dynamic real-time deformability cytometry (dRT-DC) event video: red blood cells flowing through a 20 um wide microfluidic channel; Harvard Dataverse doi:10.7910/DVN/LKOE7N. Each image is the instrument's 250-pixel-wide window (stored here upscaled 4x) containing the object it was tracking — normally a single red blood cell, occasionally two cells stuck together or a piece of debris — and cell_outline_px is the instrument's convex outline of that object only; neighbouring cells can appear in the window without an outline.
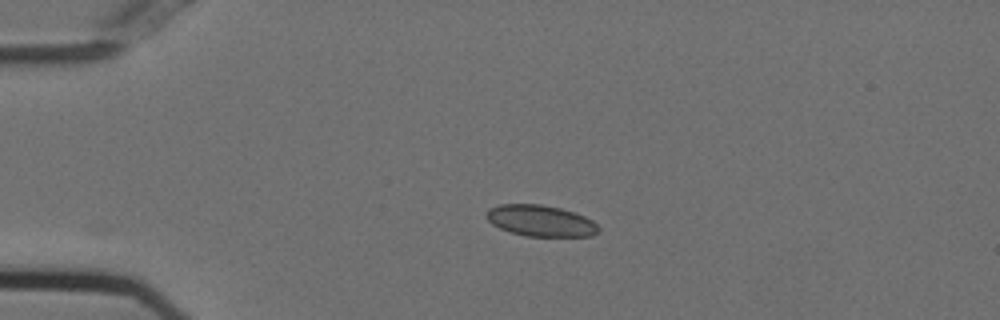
{"species": "Egyptian fruit bat (a non-hibernating species)", "species_latin": "Rousettus aegyptiacus", "temperature_condition": "cold", "stored_images_in_passage": 44, "camera_frame_rate_fps": 3000, "um_per_image_px": 0.085, "animal": {"sex": "female"}, "frame": {"image": 1, "passage_image": 1, "time_ms": 0.0, "image_size_px": [1000, 320], "cell_outline_px": [[600, 228], [592, 236], [524, 236], [500, 228], [492, 224], [484, 216], [484, 212], [488, 208], [500, 204], [540, 204], [560, 208], [584, 216], [592, 220]], "centroid_in_image_um": [45.9, 18.76], "position_along_channel_um": 39.1, "area_um2": 20.4}}
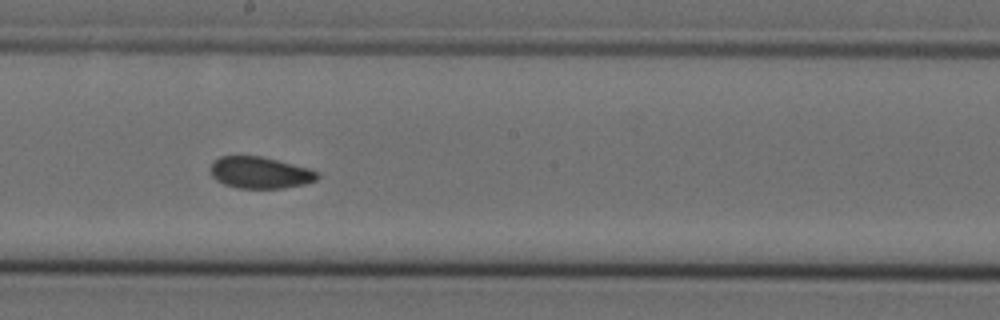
{"frame": {"image": 2, "passage_image": 19, "time_ms": 6.0, "image_size_px": [1000, 320], "cell_outline_px": [[320, 176], [316, 180], [304, 184], [284, 188], [236, 188], [224, 184], [216, 180], [212, 176], [208, 168], [212, 160], [220, 156], [260, 156], [308, 168], [320, 172]], "centroid_in_image_um": [22.06, 14.67], "position_along_channel_um": 226.1, "area_um2": 19.88}}
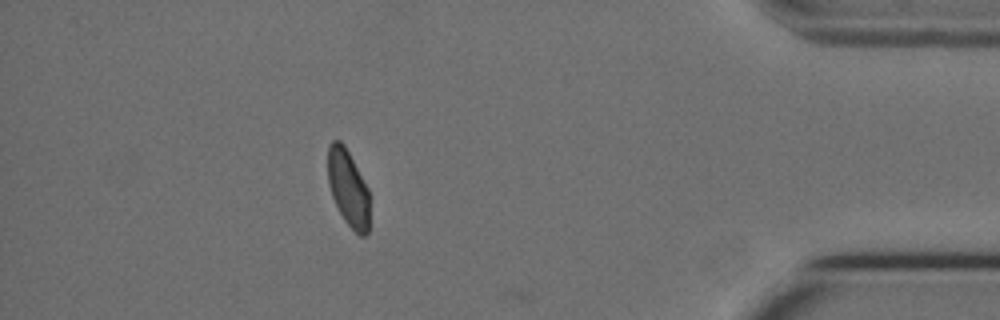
{"frame": {"image": 3, "passage_image": 37, "time_ms": 12.0, "image_size_px": [1000, 320], "cell_outline_px": [[368, 232], [364, 236], [360, 236], [344, 220], [332, 196], [328, 184], [328, 144], [332, 140], [340, 140], [344, 144], [368, 188]], "centroid_in_image_um": [29.57, 15.95], "position_along_channel_um": 405.6, "area_um2": 18.38}}